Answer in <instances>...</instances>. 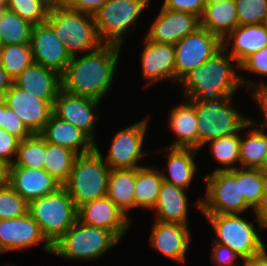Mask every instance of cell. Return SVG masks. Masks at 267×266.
<instances>
[{
	"mask_svg": "<svg viewBox=\"0 0 267 266\" xmlns=\"http://www.w3.org/2000/svg\"><path fill=\"white\" fill-rule=\"evenodd\" d=\"M122 46L103 44L97 50L74 55L61 74L62 90L98 101L112 86Z\"/></svg>",
	"mask_w": 267,
	"mask_h": 266,
	"instance_id": "6da1fadb",
	"label": "cell"
},
{
	"mask_svg": "<svg viewBox=\"0 0 267 266\" xmlns=\"http://www.w3.org/2000/svg\"><path fill=\"white\" fill-rule=\"evenodd\" d=\"M233 60L227 49L222 48L201 66L187 73L178 83L183 88L184 97L207 102L221 96H235V91L242 85L240 75L233 68Z\"/></svg>",
	"mask_w": 267,
	"mask_h": 266,
	"instance_id": "7a4b0ae2",
	"label": "cell"
},
{
	"mask_svg": "<svg viewBox=\"0 0 267 266\" xmlns=\"http://www.w3.org/2000/svg\"><path fill=\"white\" fill-rule=\"evenodd\" d=\"M46 23L64 43L71 56L91 52L105 44L99 37L94 16L61 6L51 5ZM78 51V53H77Z\"/></svg>",
	"mask_w": 267,
	"mask_h": 266,
	"instance_id": "3957f363",
	"label": "cell"
},
{
	"mask_svg": "<svg viewBox=\"0 0 267 266\" xmlns=\"http://www.w3.org/2000/svg\"><path fill=\"white\" fill-rule=\"evenodd\" d=\"M233 97L221 96L207 102L187 99L194 106L198 119V150L209 140L253 128L252 119L233 107Z\"/></svg>",
	"mask_w": 267,
	"mask_h": 266,
	"instance_id": "277c9868",
	"label": "cell"
},
{
	"mask_svg": "<svg viewBox=\"0 0 267 266\" xmlns=\"http://www.w3.org/2000/svg\"><path fill=\"white\" fill-rule=\"evenodd\" d=\"M110 171L96 143L92 151L75 157L69 178L63 187L78 208L107 195Z\"/></svg>",
	"mask_w": 267,
	"mask_h": 266,
	"instance_id": "5b68a950",
	"label": "cell"
},
{
	"mask_svg": "<svg viewBox=\"0 0 267 266\" xmlns=\"http://www.w3.org/2000/svg\"><path fill=\"white\" fill-rule=\"evenodd\" d=\"M109 230L77 221L52 245V254L70 260H96L119 243Z\"/></svg>",
	"mask_w": 267,
	"mask_h": 266,
	"instance_id": "8992f818",
	"label": "cell"
},
{
	"mask_svg": "<svg viewBox=\"0 0 267 266\" xmlns=\"http://www.w3.org/2000/svg\"><path fill=\"white\" fill-rule=\"evenodd\" d=\"M77 212L78 208L63 186L28 203V214L51 245L77 221Z\"/></svg>",
	"mask_w": 267,
	"mask_h": 266,
	"instance_id": "52a82bcc",
	"label": "cell"
},
{
	"mask_svg": "<svg viewBox=\"0 0 267 266\" xmlns=\"http://www.w3.org/2000/svg\"><path fill=\"white\" fill-rule=\"evenodd\" d=\"M204 180L205 198L195 204L202 214H243L251 208L241 194L240 167L213 171Z\"/></svg>",
	"mask_w": 267,
	"mask_h": 266,
	"instance_id": "ba28073f",
	"label": "cell"
},
{
	"mask_svg": "<svg viewBox=\"0 0 267 266\" xmlns=\"http://www.w3.org/2000/svg\"><path fill=\"white\" fill-rule=\"evenodd\" d=\"M216 237L213 242L230 247L242 260L261 253L266 245L253 222L241 214H204Z\"/></svg>",
	"mask_w": 267,
	"mask_h": 266,
	"instance_id": "9c48e42d",
	"label": "cell"
},
{
	"mask_svg": "<svg viewBox=\"0 0 267 266\" xmlns=\"http://www.w3.org/2000/svg\"><path fill=\"white\" fill-rule=\"evenodd\" d=\"M150 0H107L93 15L100 39L122 46L124 35L142 14Z\"/></svg>",
	"mask_w": 267,
	"mask_h": 266,
	"instance_id": "30bf717a",
	"label": "cell"
},
{
	"mask_svg": "<svg viewBox=\"0 0 267 266\" xmlns=\"http://www.w3.org/2000/svg\"><path fill=\"white\" fill-rule=\"evenodd\" d=\"M222 49V40L205 28L194 32L174 44L175 83L191 70L201 66Z\"/></svg>",
	"mask_w": 267,
	"mask_h": 266,
	"instance_id": "8fae6325",
	"label": "cell"
},
{
	"mask_svg": "<svg viewBox=\"0 0 267 266\" xmlns=\"http://www.w3.org/2000/svg\"><path fill=\"white\" fill-rule=\"evenodd\" d=\"M147 124L148 119H142L116 133L104 160L110 169L142 167L137 162L148 155L142 151Z\"/></svg>",
	"mask_w": 267,
	"mask_h": 266,
	"instance_id": "7c38bea8",
	"label": "cell"
},
{
	"mask_svg": "<svg viewBox=\"0 0 267 266\" xmlns=\"http://www.w3.org/2000/svg\"><path fill=\"white\" fill-rule=\"evenodd\" d=\"M100 101L61 90L53 104V114L84 132L95 144L96 113Z\"/></svg>",
	"mask_w": 267,
	"mask_h": 266,
	"instance_id": "4fadbf2b",
	"label": "cell"
},
{
	"mask_svg": "<svg viewBox=\"0 0 267 266\" xmlns=\"http://www.w3.org/2000/svg\"><path fill=\"white\" fill-rule=\"evenodd\" d=\"M3 99L32 134H40L53 114L52 103L25 92L15 83Z\"/></svg>",
	"mask_w": 267,
	"mask_h": 266,
	"instance_id": "5bb4252c",
	"label": "cell"
},
{
	"mask_svg": "<svg viewBox=\"0 0 267 266\" xmlns=\"http://www.w3.org/2000/svg\"><path fill=\"white\" fill-rule=\"evenodd\" d=\"M43 244L44 251L52 254V245L42 234L38 223L26 215L0 220V253L22 250Z\"/></svg>",
	"mask_w": 267,
	"mask_h": 266,
	"instance_id": "9a60e30c",
	"label": "cell"
},
{
	"mask_svg": "<svg viewBox=\"0 0 267 266\" xmlns=\"http://www.w3.org/2000/svg\"><path fill=\"white\" fill-rule=\"evenodd\" d=\"M77 215L80 222L109 230L119 240L132 222L107 195L79 206Z\"/></svg>",
	"mask_w": 267,
	"mask_h": 266,
	"instance_id": "2e32d148",
	"label": "cell"
},
{
	"mask_svg": "<svg viewBox=\"0 0 267 266\" xmlns=\"http://www.w3.org/2000/svg\"><path fill=\"white\" fill-rule=\"evenodd\" d=\"M30 45L35 63L60 74L65 71L71 61L72 56L66 50L64 43L46 22L34 25Z\"/></svg>",
	"mask_w": 267,
	"mask_h": 266,
	"instance_id": "e0dca14e",
	"label": "cell"
},
{
	"mask_svg": "<svg viewBox=\"0 0 267 266\" xmlns=\"http://www.w3.org/2000/svg\"><path fill=\"white\" fill-rule=\"evenodd\" d=\"M200 27L198 16L163 8L150 26L146 38L156 43L176 44Z\"/></svg>",
	"mask_w": 267,
	"mask_h": 266,
	"instance_id": "ac0fdd59",
	"label": "cell"
},
{
	"mask_svg": "<svg viewBox=\"0 0 267 266\" xmlns=\"http://www.w3.org/2000/svg\"><path fill=\"white\" fill-rule=\"evenodd\" d=\"M9 186L28 203L62 187L44 169L18 167L14 164L9 168Z\"/></svg>",
	"mask_w": 267,
	"mask_h": 266,
	"instance_id": "d6986e66",
	"label": "cell"
},
{
	"mask_svg": "<svg viewBox=\"0 0 267 266\" xmlns=\"http://www.w3.org/2000/svg\"><path fill=\"white\" fill-rule=\"evenodd\" d=\"M150 234V244L158 253L176 262L185 261L191 234L187 225L155 220Z\"/></svg>",
	"mask_w": 267,
	"mask_h": 266,
	"instance_id": "ffe728a7",
	"label": "cell"
},
{
	"mask_svg": "<svg viewBox=\"0 0 267 266\" xmlns=\"http://www.w3.org/2000/svg\"><path fill=\"white\" fill-rule=\"evenodd\" d=\"M145 47L141 55L142 74L147 85L171 79L175 82V51L174 45L156 43L145 37Z\"/></svg>",
	"mask_w": 267,
	"mask_h": 266,
	"instance_id": "44dd1931",
	"label": "cell"
},
{
	"mask_svg": "<svg viewBox=\"0 0 267 266\" xmlns=\"http://www.w3.org/2000/svg\"><path fill=\"white\" fill-rule=\"evenodd\" d=\"M14 83L25 92L52 104L62 90L61 74L35 62L25 68Z\"/></svg>",
	"mask_w": 267,
	"mask_h": 266,
	"instance_id": "7402d4cb",
	"label": "cell"
},
{
	"mask_svg": "<svg viewBox=\"0 0 267 266\" xmlns=\"http://www.w3.org/2000/svg\"><path fill=\"white\" fill-rule=\"evenodd\" d=\"M231 40L232 49L227 53L235 59L239 68L248 56L267 46V27L264 24L238 25L222 39V48L228 49Z\"/></svg>",
	"mask_w": 267,
	"mask_h": 266,
	"instance_id": "603a6c76",
	"label": "cell"
},
{
	"mask_svg": "<svg viewBox=\"0 0 267 266\" xmlns=\"http://www.w3.org/2000/svg\"><path fill=\"white\" fill-rule=\"evenodd\" d=\"M40 135L47 143L72 150L76 155L88 153L95 148V143L84 132L54 114Z\"/></svg>",
	"mask_w": 267,
	"mask_h": 266,
	"instance_id": "cb8c5ba5",
	"label": "cell"
},
{
	"mask_svg": "<svg viewBox=\"0 0 267 266\" xmlns=\"http://www.w3.org/2000/svg\"><path fill=\"white\" fill-rule=\"evenodd\" d=\"M187 190L163 181L157 203L156 220L165 223H178L188 226Z\"/></svg>",
	"mask_w": 267,
	"mask_h": 266,
	"instance_id": "d4e9b609",
	"label": "cell"
},
{
	"mask_svg": "<svg viewBox=\"0 0 267 266\" xmlns=\"http://www.w3.org/2000/svg\"><path fill=\"white\" fill-rule=\"evenodd\" d=\"M169 129L177 135V141L169 148H193L198 150L197 115L194 106L186 99L170 110Z\"/></svg>",
	"mask_w": 267,
	"mask_h": 266,
	"instance_id": "484cf974",
	"label": "cell"
},
{
	"mask_svg": "<svg viewBox=\"0 0 267 266\" xmlns=\"http://www.w3.org/2000/svg\"><path fill=\"white\" fill-rule=\"evenodd\" d=\"M168 155L167 157V172L163 168L161 171L162 178L166 183L173 184L176 187L189 189V186L194 178L197 170L195 163V155L199 151L193 148H169L163 149ZM169 150V151H168Z\"/></svg>",
	"mask_w": 267,
	"mask_h": 266,
	"instance_id": "4316f807",
	"label": "cell"
},
{
	"mask_svg": "<svg viewBox=\"0 0 267 266\" xmlns=\"http://www.w3.org/2000/svg\"><path fill=\"white\" fill-rule=\"evenodd\" d=\"M200 19V27L224 39L238 25L235 0L205 5Z\"/></svg>",
	"mask_w": 267,
	"mask_h": 266,
	"instance_id": "83f0119b",
	"label": "cell"
},
{
	"mask_svg": "<svg viewBox=\"0 0 267 266\" xmlns=\"http://www.w3.org/2000/svg\"><path fill=\"white\" fill-rule=\"evenodd\" d=\"M163 181L159 168L145 165L135 168V208L153 210Z\"/></svg>",
	"mask_w": 267,
	"mask_h": 266,
	"instance_id": "f1b7e54d",
	"label": "cell"
},
{
	"mask_svg": "<svg viewBox=\"0 0 267 266\" xmlns=\"http://www.w3.org/2000/svg\"><path fill=\"white\" fill-rule=\"evenodd\" d=\"M135 168L111 169L108 179L107 196L127 216L135 208Z\"/></svg>",
	"mask_w": 267,
	"mask_h": 266,
	"instance_id": "f546056e",
	"label": "cell"
},
{
	"mask_svg": "<svg viewBox=\"0 0 267 266\" xmlns=\"http://www.w3.org/2000/svg\"><path fill=\"white\" fill-rule=\"evenodd\" d=\"M253 127L255 129L249 130L245 139L240 136L241 165L239 167L241 168L258 169L267 153V134L264 132L265 128L254 120Z\"/></svg>",
	"mask_w": 267,
	"mask_h": 266,
	"instance_id": "4dcf8cb0",
	"label": "cell"
},
{
	"mask_svg": "<svg viewBox=\"0 0 267 266\" xmlns=\"http://www.w3.org/2000/svg\"><path fill=\"white\" fill-rule=\"evenodd\" d=\"M34 25L14 12L0 13V46L30 43Z\"/></svg>",
	"mask_w": 267,
	"mask_h": 266,
	"instance_id": "1f68e13d",
	"label": "cell"
},
{
	"mask_svg": "<svg viewBox=\"0 0 267 266\" xmlns=\"http://www.w3.org/2000/svg\"><path fill=\"white\" fill-rule=\"evenodd\" d=\"M240 134L241 132H237L215 138L203 145L210 143L211 154L218 163L223 165V167L215 168L214 171H229L239 168L236 164H240Z\"/></svg>",
	"mask_w": 267,
	"mask_h": 266,
	"instance_id": "d6a6232c",
	"label": "cell"
},
{
	"mask_svg": "<svg viewBox=\"0 0 267 266\" xmlns=\"http://www.w3.org/2000/svg\"><path fill=\"white\" fill-rule=\"evenodd\" d=\"M76 156L72 150L46 142L44 170L63 186L69 178Z\"/></svg>",
	"mask_w": 267,
	"mask_h": 266,
	"instance_id": "836d02e7",
	"label": "cell"
},
{
	"mask_svg": "<svg viewBox=\"0 0 267 266\" xmlns=\"http://www.w3.org/2000/svg\"><path fill=\"white\" fill-rule=\"evenodd\" d=\"M33 62L30 43L0 46V64L13 81Z\"/></svg>",
	"mask_w": 267,
	"mask_h": 266,
	"instance_id": "e575fe53",
	"label": "cell"
},
{
	"mask_svg": "<svg viewBox=\"0 0 267 266\" xmlns=\"http://www.w3.org/2000/svg\"><path fill=\"white\" fill-rule=\"evenodd\" d=\"M46 141L40 134H32L18 144L14 165L35 169H44Z\"/></svg>",
	"mask_w": 267,
	"mask_h": 266,
	"instance_id": "d590c367",
	"label": "cell"
},
{
	"mask_svg": "<svg viewBox=\"0 0 267 266\" xmlns=\"http://www.w3.org/2000/svg\"><path fill=\"white\" fill-rule=\"evenodd\" d=\"M266 186L267 178L258 169L240 167L241 194L253 213L262 203Z\"/></svg>",
	"mask_w": 267,
	"mask_h": 266,
	"instance_id": "8d00e7d4",
	"label": "cell"
},
{
	"mask_svg": "<svg viewBox=\"0 0 267 266\" xmlns=\"http://www.w3.org/2000/svg\"><path fill=\"white\" fill-rule=\"evenodd\" d=\"M53 3L52 0H8L7 10L38 25L46 22Z\"/></svg>",
	"mask_w": 267,
	"mask_h": 266,
	"instance_id": "74e56055",
	"label": "cell"
},
{
	"mask_svg": "<svg viewBox=\"0 0 267 266\" xmlns=\"http://www.w3.org/2000/svg\"><path fill=\"white\" fill-rule=\"evenodd\" d=\"M239 69L243 71H250V73L260 74L267 76V46L260 49L259 51L248 56L240 65ZM240 82L242 86H246V90L252 89V96L259 91L267 89V83L260 82L258 85L251 80L242 78L240 76Z\"/></svg>",
	"mask_w": 267,
	"mask_h": 266,
	"instance_id": "f35d334b",
	"label": "cell"
},
{
	"mask_svg": "<svg viewBox=\"0 0 267 266\" xmlns=\"http://www.w3.org/2000/svg\"><path fill=\"white\" fill-rule=\"evenodd\" d=\"M28 213V202L9 185L0 188V220L12 219Z\"/></svg>",
	"mask_w": 267,
	"mask_h": 266,
	"instance_id": "ab89813d",
	"label": "cell"
},
{
	"mask_svg": "<svg viewBox=\"0 0 267 266\" xmlns=\"http://www.w3.org/2000/svg\"><path fill=\"white\" fill-rule=\"evenodd\" d=\"M239 25L263 24L267 0H235Z\"/></svg>",
	"mask_w": 267,
	"mask_h": 266,
	"instance_id": "60d3db41",
	"label": "cell"
},
{
	"mask_svg": "<svg viewBox=\"0 0 267 266\" xmlns=\"http://www.w3.org/2000/svg\"><path fill=\"white\" fill-rule=\"evenodd\" d=\"M2 128H4L9 134L17 137L20 141L32 135L14 111L6 105L5 101L4 123L2 124Z\"/></svg>",
	"mask_w": 267,
	"mask_h": 266,
	"instance_id": "b9f144b4",
	"label": "cell"
},
{
	"mask_svg": "<svg viewBox=\"0 0 267 266\" xmlns=\"http://www.w3.org/2000/svg\"><path fill=\"white\" fill-rule=\"evenodd\" d=\"M204 0H164L162 7L172 11L185 12L198 16L202 15Z\"/></svg>",
	"mask_w": 267,
	"mask_h": 266,
	"instance_id": "7bdbcfd3",
	"label": "cell"
},
{
	"mask_svg": "<svg viewBox=\"0 0 267 266\" xmlns=\"http://www.w3.org/2000/svg\"><path fill=\"white\" fill-rule=\"evenodd\" d=\"M211 259L216 266H237V260L242 259L230 247L213 242ZM236 261V263H235ZM242 266V265H239Z\"/></svg>",
	"mask_w": 267,
	"mask_h": 266,
	"instance_id": "ee69618b",
	"label": "cell"
},
{
	"mask_svg": "<svg viewBox=\"0 0 267 266\" xmlns=\"http://www.w3.org/2000/svg\"><path fill=\"white\" fill-rule=\"evenodd\" d=\"M20 140L9 134L4 128H0V158L10 165L14 163Z\"/></svg>",
	"mask_w": 267,
	"mask_h": 266,
	"instance_id": "f6af8a7d",
	"label": "cell"
},
{
	"mask_svg": "<svg viewBox=\"0 0 267 266\" xmlns=\"http://www.w3.org/2000/svg\"><path fill=\"white\" fill-rule=\"evenodd\" d=\"M107 0H57L56 3L68 9L94 15Z\"/></svg>",
	"mask_w": 267,
	"mask_h": 266,
	"instance_id": "bcb514c9",
	"label": "cell"
},
{
	"mask_svg": "<svg viewBox=\"0 0 267 266\" xmlns=\"http://www.w3.org/2000/svg\"><path fill=\"white\" fill-rule=\"evenodd\" d=\"M256 219L254 222L259 223V227L265 230L267 228V186L261 205L254 212Z\"/></svg>",
	"mask_w": 267,
	"mask_h": 266,
	"instance_id": "7dc6e473",
	"label": "cell"
},
{
	"mask_svg": "<svg viewBox=\"0 0 267 266\" xmlns=\"http://www.w3.org/2000/svg\"><path fill=\"white\" fill-rule=\"evenodd\" d=\"M254 101L258 103L263 114V122L259 123L267 130V89L257 92L253 95Z\"/></svg>",
	"mask_w": 267,
	"mask_h": 266,
	"instance_id": "c3c4849f",
	"label": "cell"
},
{
	"mask_svg": "<svg viewBox=\"0 0 267 266\" xmlns=\"http://www.w3.org/2000/svg\"><path fill=\"white\" fill-rule=\"evenodd\" d=\"M242 266H267L266 248L259 254L243 259Z\"/></svg>",
	"mask_w": 267,
	"mask_h": 266,
	"instance_id": "681fc988",
	"label": "cell"
},
{
	"mask_svg": "<svg viewBox=\"0 0 267 266\" xmlns=\"http://www.w3.org/2000/svg\"><path fill=\"white\" fill-rule=\"evenodd\" d=\"M14 83L13 79L8 75L7 71L0 64V98L6 94Z\"/></svg>",
	"mask_w": 267,
	"mask_h": 266,
	"instance_id": "f907efd6",
	"label": "cell"
},
{
	"mask_svg": "<svg viewBox=\"0 0 267 266\" xmlns=\"http://www.w3.org/2000/svg\"><path fill=\"white\" fill-rule=\"evenodd\" d=\"M10 164L0 158V188L9 185Z\"/></svg>",
	"mask_w": 267,
	"mask_h": 266,
	"instance_id": "816d5d0a",
	"label": "cell"
},
{
	"mask_svg": "<svg viewBox=\"0 0 267 266\" xmlns=\"http://www.w3.org/2000/svg\"><path fill=\"white\" fill-rule=\"evenodd\" d=\"M258 170L267 178V153L264 156L263 162L258 168Z\"/></svg>",
	"mask_w": 267,
	"mask_h": 266,
	"instance_id": "f5cc1de1",
	"label": "cell"
},
{
	"mask_svg": "<svg viewBox=\"0 0 267 266\" xmlns=\"http://www.w3.org/2000/svg\"><path fill=\"white\" fill-rule=\"evenodd\" d=\"M3 123H4V99L0 98V128H2Z\"/></svg>",
	"mask_w": 267,
	"mask_h": 266,
	"instance_id": "db71d44e",
	"label": "cell"
},
{
	"mask_svg": "<svg viewBox=\"0 0 267 266\" xmlns=\"http://www.w3.org/2000/svg\"><path fill=\"white\" fill-rule=\"evenodd\" d=\"M8 0H0V10H7Z\"/></svg>",
	"mask_w": 267,
	"mask_h": 266,
	"instance_id": "11a10c76",
	"label": "cell"
},
{
	"mask_svg": "<svg viewBox=\"0 0 267 266\" xmlns=\"http://www.w3.org/2000/svg\"><path fill=\"white\" fill-rule=\"evenodd\" d=\"M224 0H204L205 5H209V4H214V3H218V2H222Z\"/></svg>",
	"mask_w": 267,
	"mask_h": 266,
	"instance_id": "9f6ffc18",
	"label": "cell"
},
{
	"mask_svg": "<svg viewBox=\"0 0 267 266\" xmlns=\"http://www.w3.org/2000/svg\"><path fill=\"white\" fill-rule=\"evenodd\" d=\"M263 24L267 27V14H266V17H265Z\"/></svg>",
	"mask_w": 267,
	"mask_h": 266,
	"instance_id": "6f0895ef",
	"label": "cell"
}]
</instances>
